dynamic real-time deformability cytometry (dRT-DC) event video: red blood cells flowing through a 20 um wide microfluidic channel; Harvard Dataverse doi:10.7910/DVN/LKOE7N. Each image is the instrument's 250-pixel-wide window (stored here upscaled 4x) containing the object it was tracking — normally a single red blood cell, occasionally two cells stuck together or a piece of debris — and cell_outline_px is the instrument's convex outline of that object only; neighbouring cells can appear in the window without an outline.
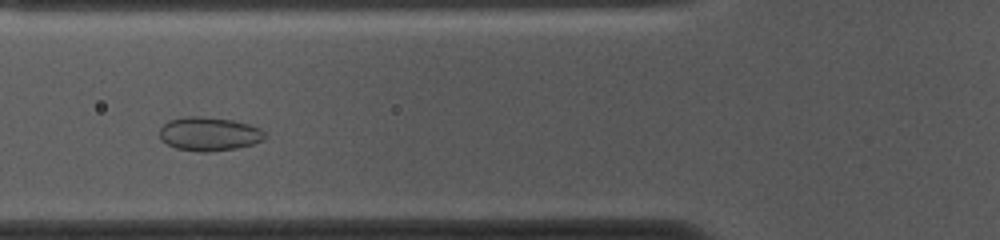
{"species": "common noctule bat (a hibernating species)", "species_latin": "Nyctalus noctula", "temperature_condition": "cold", "stored_images_in_passage": 43, "camera_frame_rate_fps": 3000, "um_per_image_px": 0.085, "animal": {"sex": "female", "body_mass_g": 10.0, "forearm_length_mm": 53.1}, "frame": {"image": 1, "passage_image": 15, "time_ms": 4.667, "image_size_px": [1000, 240], "cell_outline_px": [[264, 140], [252, 144], [236, 148], [208, 152], [200, 152], [176, 148], [160, 140], [160, 128], [168, 120], [184, 116], [200, 116], [232, 120], [248, 124], [260, 128], [264, 132]], "centroid_in_image_um": [17.74, 11.38], "position_along_channel_um": 108.1, "area_um2": 20.69}}
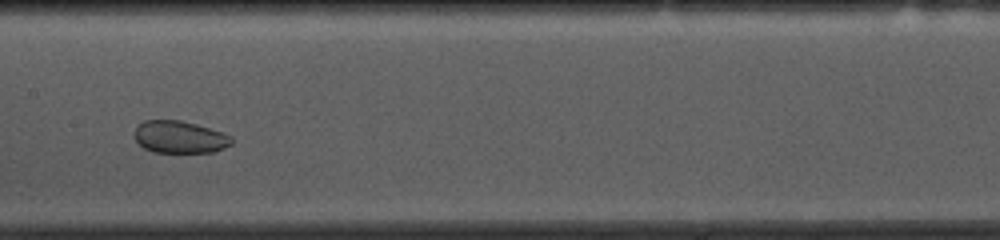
{"frame": {"image": 2, "passage_image": 22, "time_ms": 7.0, "image_size_px": [1000, 240], "cell_outline_px": [[232, 144], [224, 148], [212, 152], [152, 152], [144, 148], [132, 136], [132, 132], [144, 120], [180, 120], [196, 124], [232, 136]], "centroid_in_image_um": [15.24, 11.65], "position_along_channel_um": 192.2, "area_um2": 18.26}}
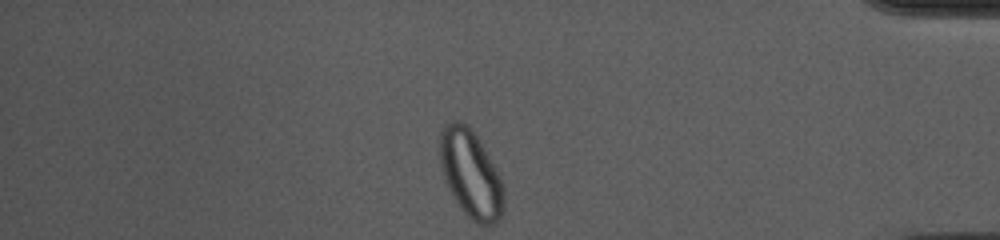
{"frame": {"image": 3, "passage_image": 42, "time_ms": 13.667, "image_size_px": [1000, 240], "cell_outline_px": [[504, 208], [500, 216], [492, 224], [480, 224], [472, 220], [464, 212], [452, 196], [440, 172], [440, 132], [444, 124], [452, 120], [460, 120], [480, 140], [500, 180], [504, 192]], "centroid_in_image_um": [39.96, 14.77], "position_along_channel_um": 395.2, "area_um2": 32.25}}